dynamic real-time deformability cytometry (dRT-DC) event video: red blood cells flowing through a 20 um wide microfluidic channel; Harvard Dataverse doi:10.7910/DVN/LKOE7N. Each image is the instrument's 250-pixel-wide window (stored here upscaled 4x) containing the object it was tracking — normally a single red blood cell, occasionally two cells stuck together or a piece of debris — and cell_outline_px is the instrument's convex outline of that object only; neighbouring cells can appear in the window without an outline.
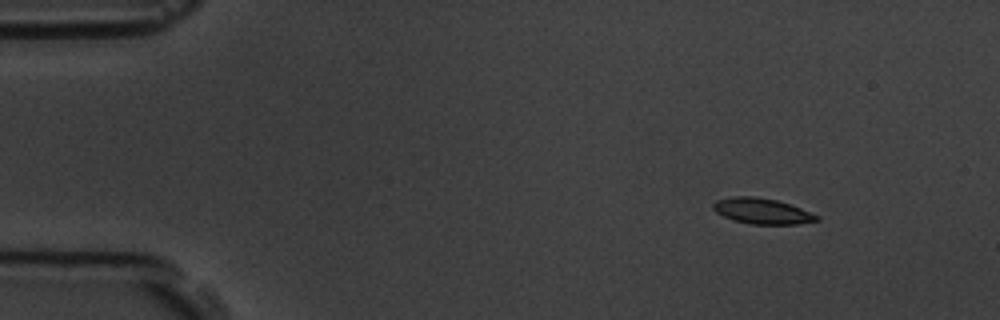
{"species": "common noctule bat (a hibernating species)", "species_latin": "Nyctalus noctula", "temperature_condition": "room temperature", "stored_images_in_passage": 5, "segment_of_instrument_passage": [1, 2], "camera_frame_rate_fps": 3000, "um_per_image_px": 0.085, "animal": {"sex": "male", "body_mass_g": 19.5, "forearm_length_mm": 54.6}, "frame": {"image": 1, "passage_image": 1, "time_ms": 0.0, "image_size_px": [1000, 320], "cell_outline_px": [[820, 220], [796, 224], [752, 224], [732, 220], [716, 212], [712, 208], [712, 204], [716, 200], [732, 196], [756, 196], [776, 200], [800, 208], [820, 216]], "centroid_in_image_um": [64.75, 17.94], "position_along_channel_um": 20.2, "area_um2": 15.49}}
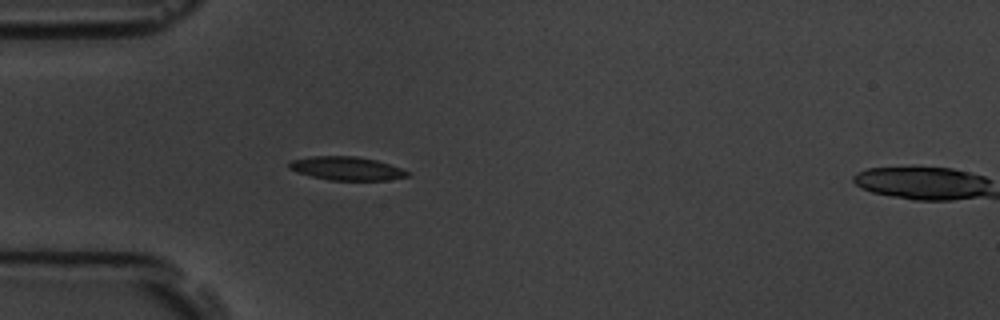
{"frame": {"image": 2, "passage_image": 4, "time_ms": 3.333, "image_size_px": [1000, 320], "cell_outline_px": [[408, 176], [388, 180], [328, 180], [296, 172], [288, 168], [288, 164], [292, 160], [312, 156], [356, 156], [376, 160], [400, 168], [408, 172]], "centroid_in_image_um": [29.42, 14.32], "position_along_channel_um": 55.6, "area_um2": 16.07}}